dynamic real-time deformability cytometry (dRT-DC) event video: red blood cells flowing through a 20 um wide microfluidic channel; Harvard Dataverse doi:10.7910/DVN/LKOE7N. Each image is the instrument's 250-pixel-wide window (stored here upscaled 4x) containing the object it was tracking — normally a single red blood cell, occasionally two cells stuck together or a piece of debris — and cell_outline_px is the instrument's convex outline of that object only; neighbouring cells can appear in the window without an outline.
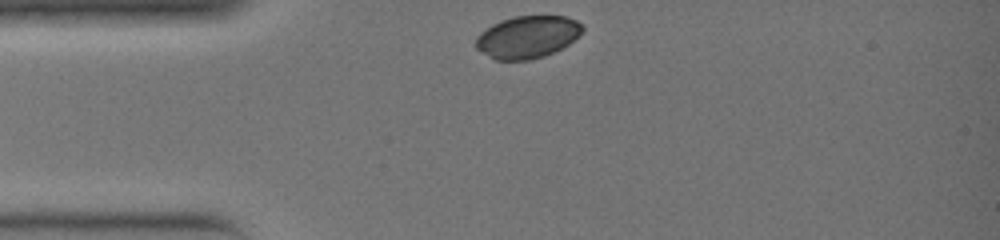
{"species": "common noctule bat (a hibernating species)", "species_latin": "Nyctalus noctula", "temperature_condition": "warm", "stored_images_in_passage": 23, "camera_frame_rate_fps": 3000, "um_per_image_px": 0.085, "animal": {"sex": "female", "body_mass_g": 19.0, "forearm_length_mm": 51.5}, "frame": {"image": 1, "passage_image": 1, "time_ms": 0.0, "image_size_px": [1000, 240], "cell_outline_px": [[584, 28], [580, 36], [568, 44], [544, 56], [528, 60], [496, 60], [476, 48], [476, 36], [480, 32], [492, 24], [500, 20], [516, 16], [564, 16], [576, 20], [584, 24]], "centroid_in_image_um": [44.85, 3.13], "position_along_channel_um": 40.2, "area_um2": 26.3}}
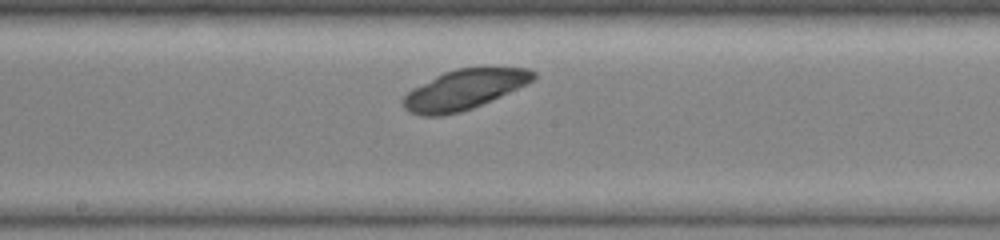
{"frame": {"image": 2, "passage_image": 12, "time_ms": 3.667, "image_size_px": [1000, 240], "cell_outline_px": [[536, 80], [500, 96], [472, 108], [460, 112], [444, 116], [420, 116], [408, 112], [400, 104], [400, 100], [412, 88], [444, 72], [456, 68], [480, 64], [492, 64], [528, 68], [536, 72]], "centroid_in_image_um": [39.49, 7.55], "position_along_channel_um": 208.7, "area_um2": 31.56}}
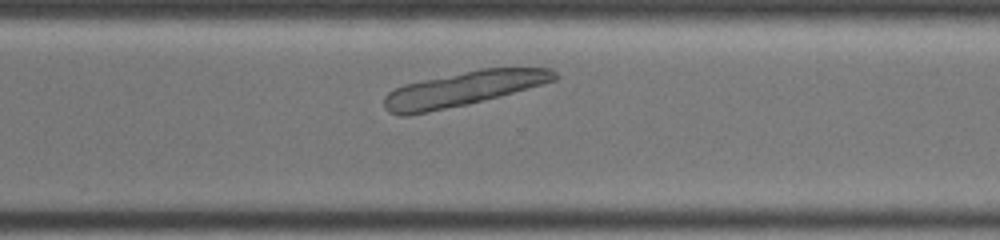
{"frame": {"image": 3, "passage_image": 19, "time_ms": 6.0, "image_size_px": [1000, 240], "cell_outline_px": [[560, 76], [556, 80], [500, 96], [468, 104], [408, 116], [400, 116], [388, 112], [384, 108], [384, 96], [388, 92], [404, 84], [480, 68], [552, 68]], "centroid_in_image_um": [39.36, 7.56], "position_along_channel_um": 331.2, "area_um2": 34.28}}